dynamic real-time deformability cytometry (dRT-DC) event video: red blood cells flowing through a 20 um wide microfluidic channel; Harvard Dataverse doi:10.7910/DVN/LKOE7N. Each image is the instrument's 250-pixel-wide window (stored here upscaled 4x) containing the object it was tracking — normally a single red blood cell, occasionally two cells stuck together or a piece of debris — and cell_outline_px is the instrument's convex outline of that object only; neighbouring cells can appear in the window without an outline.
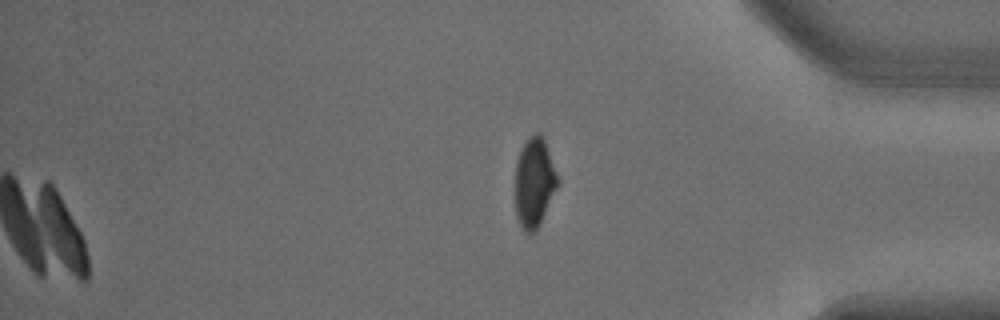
{"species": "common noctule bat (a hibernating species)", "species_latin": "Nyctalus noctula", "temperature_condition": "warm", "stored_images_in_passage": 42, "camera_frame_rate_fps": 3000, "um_per_image_px": 0.085, "animal": {"sex": "male", "body_mass_g": 18.8}, "frame": {"image": 1, "passage_image": 42, "time_ms": 13.667, "image_size_px": [1000, 320], "cell_outline_px": [[560, 184], [540, 224], [528, 236], [524, 232], [516, 220], [516, 160], [528, 136], [536, 132], [540, 132], [544, 136], [560, 180]], "centroid_in_image_um": [45.44, 15.51], "position_along_channel_um": 389.8, "area_um2": 22.72}}